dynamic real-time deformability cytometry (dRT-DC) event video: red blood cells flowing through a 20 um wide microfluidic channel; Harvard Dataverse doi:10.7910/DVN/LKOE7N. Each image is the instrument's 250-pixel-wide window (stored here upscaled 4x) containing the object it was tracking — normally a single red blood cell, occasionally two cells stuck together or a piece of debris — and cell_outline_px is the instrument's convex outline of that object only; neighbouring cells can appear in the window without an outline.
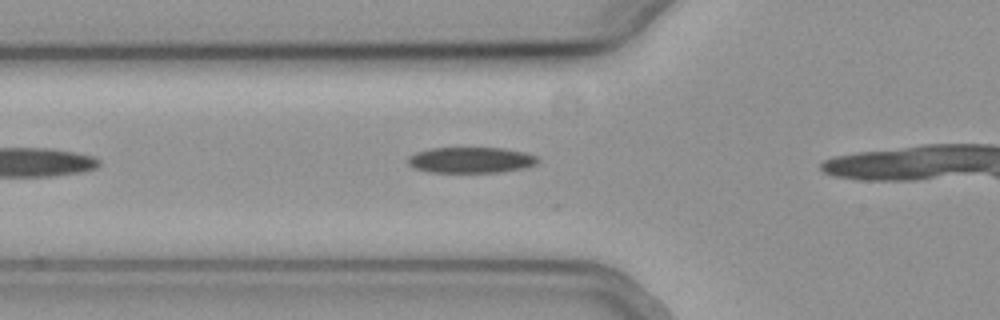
{"species": "common noctule bat (a hibernating species)", "species_latin": "Nyctalus noctula", "temperature_condition": "cold", "stored_images_in_passage": 13, "camera_frame_rate_fps": 3000, "um_per_image_px": 0.085, "animal": {"sex": "female", "body_mass_g": 19.3, "forearm_length_mm": 54.1}, "frame": {"image": 1, "passage_image": 8, "time_ms": 2.333, "image_size_px": [1000, 320], "cell_outline_px": [[540, 160], [536, 164], [524, 168], [500, 172], [428, 172], [412, 168], [408, 164], [408, 156], [416, 152], [432, 148], [500, 148], [524, 152], [536, 156]], "centroid_in_image_um": [40.0, 13.61], "position_along_channel_um": 85.8, "area_um2": 19.59}}